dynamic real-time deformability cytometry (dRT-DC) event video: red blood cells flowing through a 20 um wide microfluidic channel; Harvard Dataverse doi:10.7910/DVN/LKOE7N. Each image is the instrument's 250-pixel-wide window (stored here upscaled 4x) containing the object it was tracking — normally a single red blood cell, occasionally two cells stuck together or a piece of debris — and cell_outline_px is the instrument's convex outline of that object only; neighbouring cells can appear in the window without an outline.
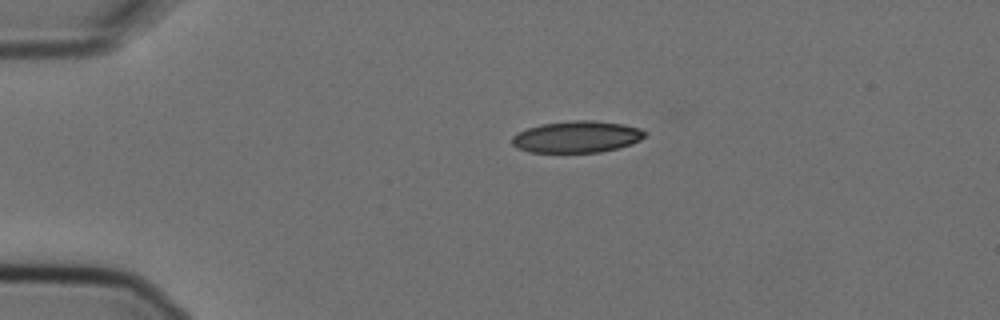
{"species": "Egyptian fruit bat (a non-hibernating species)", "species_latin": "Rousettus aegyptiacus", "temperature_condition": "cold", "stored_images_in_passage": 4, "camera_frame_rate_fps": 3000, "um_per_image_px": 0.085, "animal": {"sex": "female"}, "frame": {"image": 1, "passage_image": 1, "time_ms": 0.0, "image_size_px": [1000, 320], "cell_outline_px": [[644, 136], [640, 140], [632, 144], [600, 152], [528, 152], [516, 148], [512, 144], [512, 136], [516, 132], [540, 124], [572, 120], [596, 120], [624, 124], [640, 128], [644, 132]], "centroid_in_image_um": [48.99, 11.62], "position_along_channel_um": 36.0, "area_um2": 24.62}}
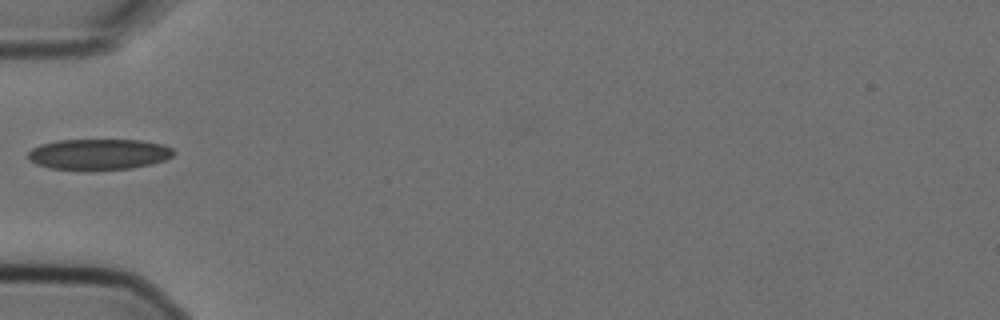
{"frame": {"image": 2, "passage_image": 3, "time_ms": 0.667, "image_size_px": [1000, 320], "cell_outline_px": [[176, 152], [172, 156], [164, 160], [152, 164], [132, 168], [92, 172], [88, 172], [48, 168], [36, 164], [28, 160], [28, 152], [32, 148], [40, 144], [60, 140], [140, 140], [164, 144], [172, 148]], "centroid_in_image_um": [8.38, 13.14], "position_along_channel_um": 76.6, "area_um2": 26.99}}
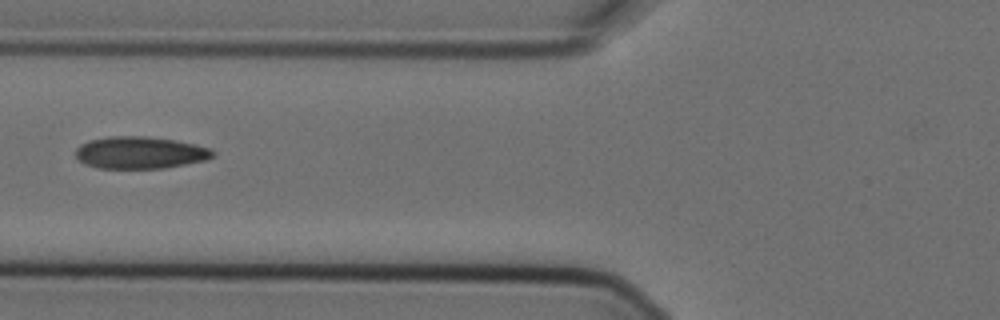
{"frame": {"image": 3, "passage_image": 4, "time_ms": 1.0, "image_size_px": [1000, 320], "cell_outline_px": [[216, 152], [212, 156], [204, 160], [164, 168], [96, 168], [84, 164], [76, 156], [76, 148], [80, 144], [88, 140], [108, 136], [144, 136], [176, 140], [196, 144], [212, 148]], "centroid_in_image_um": [11.89, 12.96], "position_along_channel_um": 113.9, "area_um2": 25.78}}